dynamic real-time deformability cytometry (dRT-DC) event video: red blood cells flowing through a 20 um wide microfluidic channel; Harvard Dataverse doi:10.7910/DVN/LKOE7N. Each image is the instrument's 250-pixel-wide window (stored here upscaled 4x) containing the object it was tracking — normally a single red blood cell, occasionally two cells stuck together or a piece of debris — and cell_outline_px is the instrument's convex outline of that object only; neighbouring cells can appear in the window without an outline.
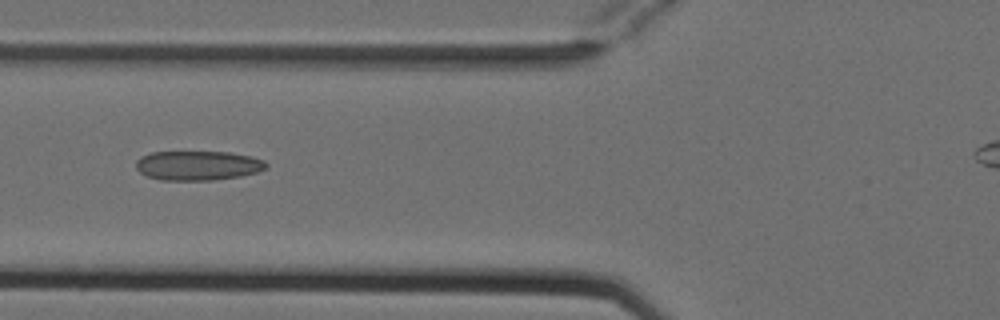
{"species": "Egyptian fruit bat (a non-hibernating species)", "species_latin": "Rousettus aegyptiacus", "temperature_condition": "cold", "stored_images_in_passage": 8, "camera_frame_rate_fps": 3000, "um_per_image_px": 0.085, "animal": {"sex": "female"}, "frame": {"image": 1, "passage_image": 6, "time_ms": 1.667, "image_size_px": [1000, 320], "cell_outline_px": [[268, 168], [256, 172], [240, 176], [212, 180], [160, 180], [148, 176], [140, 172], [136, 168], [136, 160], [140, 156], [152, 152], [228, 152], [252, 156], [264, 160], [268, 164]], "centroid_in_image_um": [16.83, 14.06], "position_along_channel_um": 109.0, "area_um2": 22.43}}
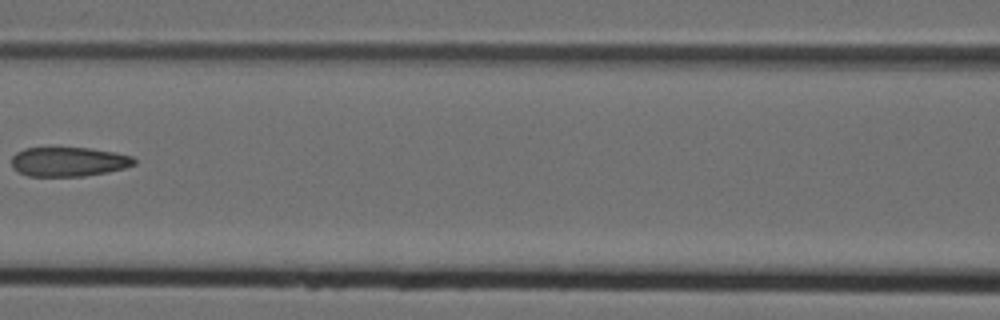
{"frame": {"image": 2, "passage_image": 7, "time_ms": 2.0, "image_size_px": [1000, 320], "cell_outline_px": [[136, 164], [124, 168], [108, 172], [84, 176], [28, 176], [12, 168], [12, 156], [16, 152], [24, 148], [88, 148], [116, 152], [132, 156], [136, 160]], "centroid_in_image_um": [5.84, 13.74], "position_along_channel_um": 160.8, "area_um2": 21.04}}
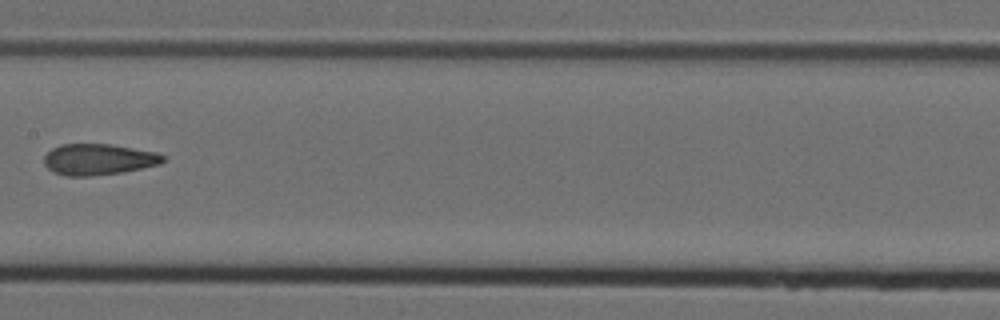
{"frame": {"image": 3, "passage_image": 8, "time_ms": 2.333, "image_size_px": [1000, 320], "cell_outline_px": [[164, 160], [160, 164], [120, 172], [92, 176], [64, 176], [52, 172], [44, 164], [44, 156], [52, 148], [60, 144], [112, 144], [156, 152], [164, 156]], "centroid_in_image_um": [8.32, 13.54], "position_along_channel_um": 199.1, "area_um2": 21.56}}